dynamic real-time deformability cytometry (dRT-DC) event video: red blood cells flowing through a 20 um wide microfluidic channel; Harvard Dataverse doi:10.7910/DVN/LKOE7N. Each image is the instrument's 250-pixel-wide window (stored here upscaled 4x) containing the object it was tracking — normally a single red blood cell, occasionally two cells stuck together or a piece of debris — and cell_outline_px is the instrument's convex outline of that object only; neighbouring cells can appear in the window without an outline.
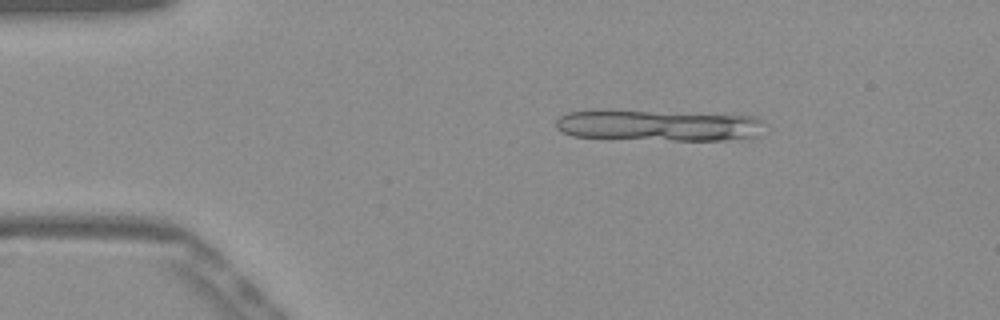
{"species": "Egyptian fruit bat (a non-hibernating species)", "species_latin": "Rousettus aegyptiacus", "temperature_condition": "warm", "stored_images_in_passage": 13, "camera_frame_rate_fps": 3000, "um_per_image_px": 0.085, "frame": {"image": 1, "passage_image": 8, "time_ms": 2.333, "image_size_px": [1000, 320], "cell_outline_px": [[764, 120], [756, 136], [728, 140], [672, 140], [572, 136], [556, 128], [556, 120], [560, 116], [568, 112], [648, 112], [756, 116]], "centroid_in_image_um": [56.02, 10.69], "position_along_channel_um": 29.0, "area_um2": 36.41}}